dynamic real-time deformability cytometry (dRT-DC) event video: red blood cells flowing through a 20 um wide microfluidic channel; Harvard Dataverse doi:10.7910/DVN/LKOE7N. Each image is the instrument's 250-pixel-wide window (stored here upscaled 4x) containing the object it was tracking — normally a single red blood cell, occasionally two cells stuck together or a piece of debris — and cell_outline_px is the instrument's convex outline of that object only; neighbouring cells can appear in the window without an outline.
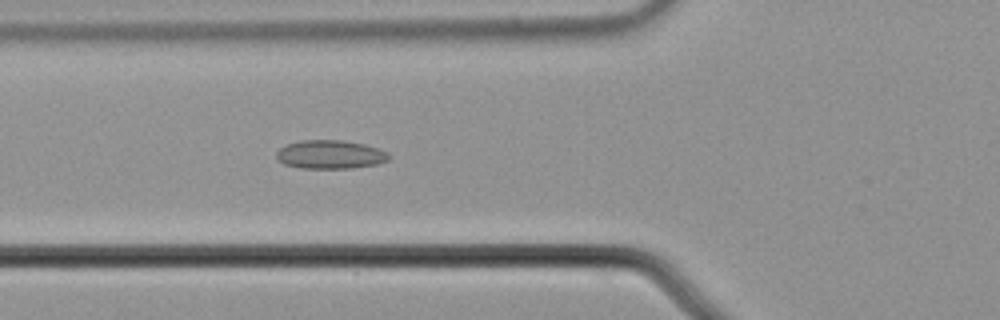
{"species": "common noctule bat (a hibernating species)", "species_latin": "Nyctalus noctula", "temperature_condition": "cold", "stored_images_in_passage": 57, "camera_frame_rate_fps": 3000, "um_per_image_px": 0.085, "animal": {"sex": "male", "body_mass_g": 21.5, "forearm_length_mm": 52.0}, "frame": {"image": 1, "passage_image": 22, "time_ms": 7.0, "image_size_px": [1000, 320], "cell_outline_px": [[392, 156], [388, 160], [376, 164], [352, 168], [300, 168], [284, 164], [276, 160], [276, 152], [280, 148], [288, 144], [300, 140], [340, 140], [364, 144], [380, 148], [388, 152]], "centroid_in_image_um": [28.08, 13.13], "position_along_channel_um": 97.7, "area_um2": 18.9}}
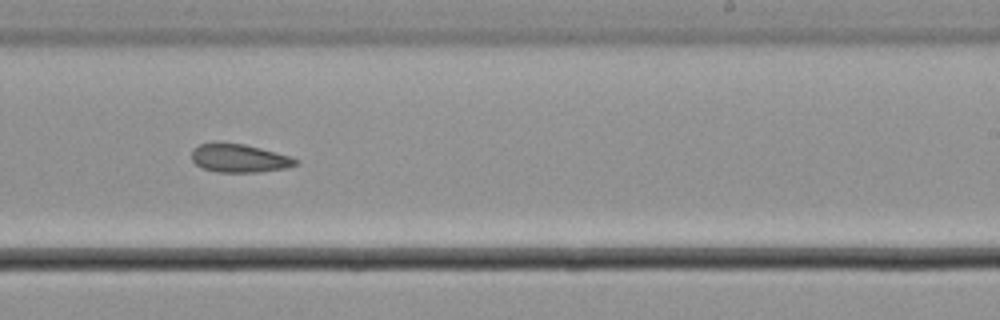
{"frame": {"image": 2, "passage_image": 36, "time_ms": 11.667, "image_size_px": [1000, 320], "cell_outline_px": [[300, 160], [296, 164], [284, 168], [260, 172], [216, 172], [200, 168], [192, 160], [192, 148], [200, 144], [244, 144], [260, 148], [288, 156]], "centroid_in_image_um": [20.31, 13.47], "position_along_channel_um": 268.7, "area_um2": 16.82}}
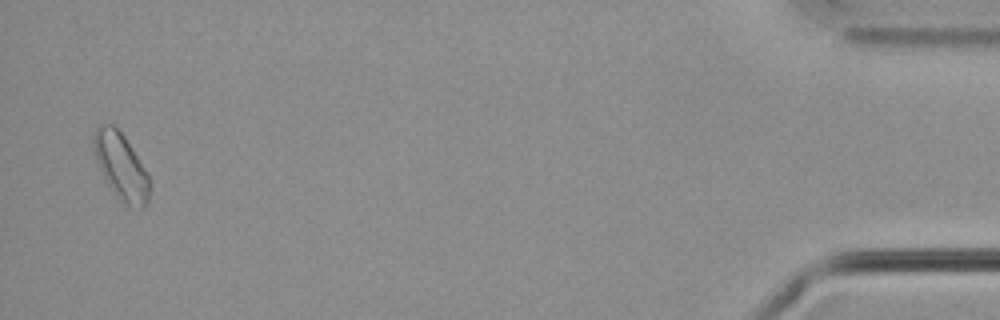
{"frame": {"image": 3, "passage_image": 56, "time_ms": 18.333, "image_size_px": [1000, 320], "cell_outline_px": [[152, 184], [148, 200], [144, 208], [140, 208], [124, 204], [120, 200], [108, 184], [100, 168], [92, 144], [92, 136], [96, 128], [100, 124], [112, 124], [124, 136], [148, 172]], "centroid_in_image_um": [10.32, 14.14], "position_along_channel_um": 424.9, "area_um2": 21.62}}